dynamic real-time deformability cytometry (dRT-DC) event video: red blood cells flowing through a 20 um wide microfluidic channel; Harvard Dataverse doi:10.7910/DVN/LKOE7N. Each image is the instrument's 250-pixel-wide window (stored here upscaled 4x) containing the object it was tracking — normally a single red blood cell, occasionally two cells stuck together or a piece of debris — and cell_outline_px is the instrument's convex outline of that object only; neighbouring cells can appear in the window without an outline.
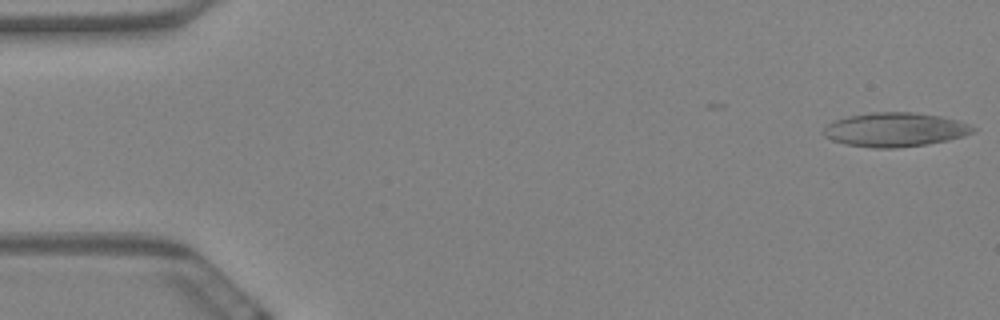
{"species": "Egyptian fruit bat (a non-hibernating species)", "species_latin": "Rousettus aegyptiacus", "temperature_condition": "warm", "stored_images_in_passage": 11, "camera_frame_rate_fps": 3000, "um_per_image_px": 0.085, "animal": {"sex": "female"}, "frame": {"image": 1, "passage_image": 1, "time_ms": 0.0, "image_size_px": [1000, 320], "cell_outline_px": [[976, 128], [972, 132], [964, 136], [928, 144], [896, 148], [872, 148], [844, 144], [832, 140], [824, 136], [820, 132], [828, 124], [836, 120], [848, 116], [872, 112], [912, 112], [940, 116], [956, 120], [968, 124]], "centroid_in_image_um": [76.03, 11.02], "position_along_channel_um": 9.0, "area_um2": 29.65}}